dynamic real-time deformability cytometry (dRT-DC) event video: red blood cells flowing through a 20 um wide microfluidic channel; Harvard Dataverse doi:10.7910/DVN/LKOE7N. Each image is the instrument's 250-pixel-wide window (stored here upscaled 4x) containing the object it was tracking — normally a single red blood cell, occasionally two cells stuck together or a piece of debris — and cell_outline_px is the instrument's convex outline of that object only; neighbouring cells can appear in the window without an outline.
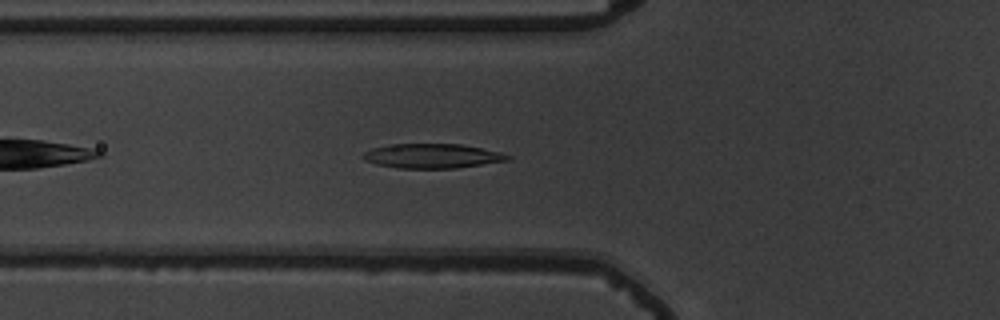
{"species": "common noctule bat (a hibernating species)", "species_latin": "Nyctalus noctula", "temperature_condition": "warm", "stored_images_in_passage": 41, "camera_frame_rate_fps": 3000, "um_per_image_px": 0.085, "animal": {"sex": "male", "body_mass_g": 19.5, "forearm_length_mm": 54.6}, "frame": {"image": 1, "passage_image": 6, "time_ms": 1.667, "image_size_px": [1000, 320], "cell_outline_px": [[512, 160], [456, 168], [400, 168], [376, 164], [364, 160], [364, 152], [372, 148], [388, 144], [460, 144], [500, 152], [512, 156]], "centroid_in_image_um": [36.77, 13.26], "position_along_channel_um": 89.0, "area_um2": 20.58}}
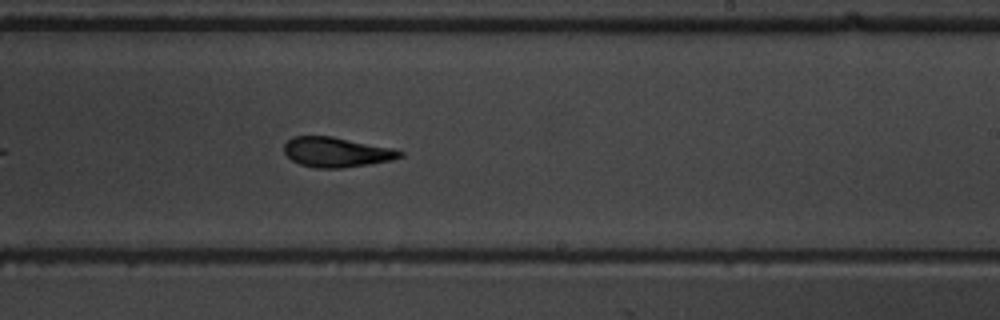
{"frame": {"image": 2, "passage_image": 20, "time_ms": 6.333, "image_size_px": [1000, 320], "cell_outline_px": [[404, 156], [392, 160], [344, 168], [316, 168], [300, 164], [292, 160], [284, 152], [284, 144], [292, 136], [332, 136], [392, 148], [404, 152]], "centroid_in_image_um": [28.6, 12.93], "position_along_channel_um": 260.4, "area_um2": 20.17}}
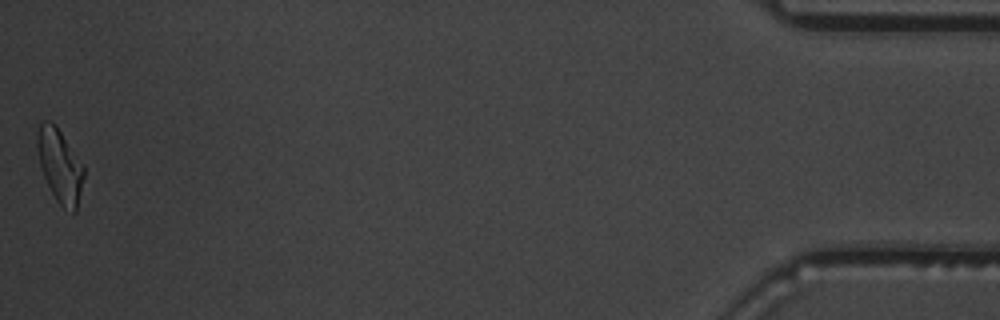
{"frame": {"image": 3, "passage_image": 41, "time_ms": 13.333, "image_size_px": [1000, 320], "cell_outline_px": [[84, 176], [76, 212], [72, 212], [64, 208], [56, 200], [44, 176], [40, 164], [36, 144], [36, 132], [40, 124], [44, 120], [48, 120], [56, 124], [84, 164]], "centroid_in_image_um": [5.1, 14.04], "position_along_channel_um": 430.1, "area_um2": 20.06}, "authors_computed_cell_mechanics": {"area_um2": 20.23, "velocity_mm_per_s": 3.675, "shape_relaxation_time_tau1_ms": 4.7326, "shape_relaxation_time_tau2_ms": 2.4469, "deformation_change_tau1": 0.1842, "deformation_change_tau2": 0.0895}}